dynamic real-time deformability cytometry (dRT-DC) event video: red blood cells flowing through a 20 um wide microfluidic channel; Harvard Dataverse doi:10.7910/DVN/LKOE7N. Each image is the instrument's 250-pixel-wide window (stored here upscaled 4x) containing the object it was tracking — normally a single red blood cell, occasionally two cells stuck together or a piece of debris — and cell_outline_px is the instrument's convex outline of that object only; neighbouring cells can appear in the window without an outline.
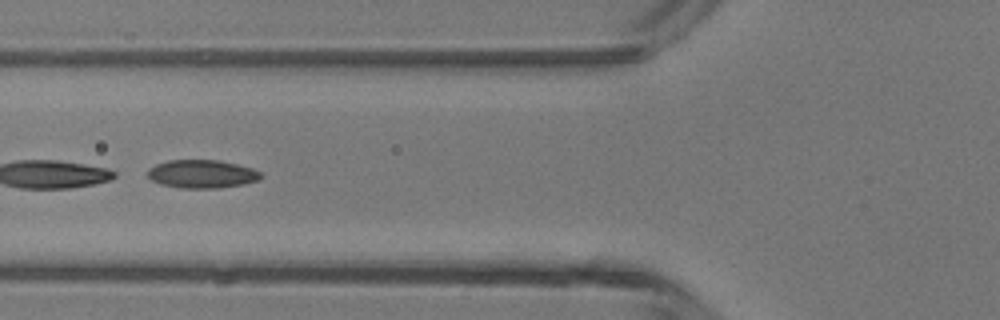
{"species": "common noctule bat (a hibernating species)", "species_latin": "Nyctalus noctula", "temperature_condition": "room temperature", "stored_images_in_passage": 23, "camera_frame_rate_fps": 3000, "um_per_image_px": 0.085, "animal": {"sex": "male", "body_mass_g": 13.3}, "frame": {"image": 1, "passage_image": 6, "time_ms": 1.667, "image_size_px": [1000, 320], "cell_outline_px": [[264, 176], [260, 180], [244, 184], [220, 188], [180, 188], [160, 184], [152, 180], [148, 176], [148, 168], [156, 164], [168, 160], [220, 160], [252, 168], [260, 172]], "centroid_in_image_um": [17.19, 14.79], "position_along_channel_um": 108.6, "area_um2": 18.79}}